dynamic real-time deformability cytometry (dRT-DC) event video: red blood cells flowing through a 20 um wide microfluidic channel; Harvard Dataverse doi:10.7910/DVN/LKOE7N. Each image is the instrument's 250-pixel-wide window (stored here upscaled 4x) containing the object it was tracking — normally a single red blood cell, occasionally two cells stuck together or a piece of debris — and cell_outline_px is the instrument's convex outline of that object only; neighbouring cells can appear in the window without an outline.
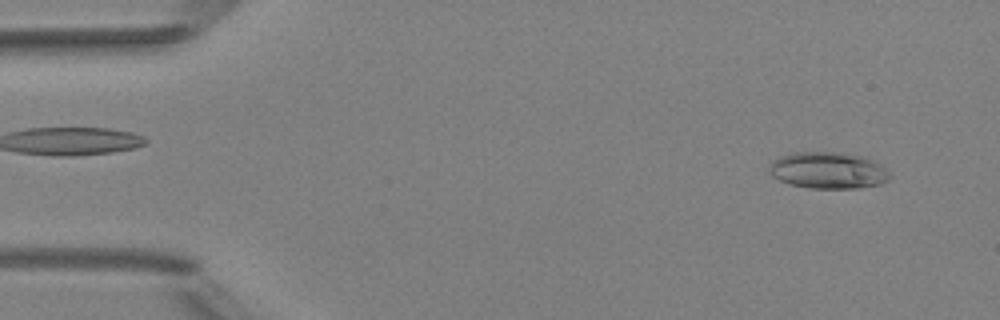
{"species": "Egyptian fruit bat (a non-hibernating species)", "species_latin": "Rousettus aegyptiacus", "temperature_condition": "room temperature", "stored_images_in_passage": 5, "camera_frame_rate_fps": 3000, "um_per_image_px": 0.085, "animal": {"sex": "female"}, "frame": {"image": 1, "passage_image": 5, "time_ms": 4.667, "image_size_px": [1000, 320], "cell_outline_px": [[892, 176], [888, 180], [880, 184], [860, 188], [808, 188], [792, 184], [780, 180], [772, 176], [772, 160], [780, 156], [792, 152], [844, 152], [868, 156], [880, 164]], "centroid_in_image_um": [70.46, 14.46], "position_along_channel_um": 14.5, "area_um2": 25.84}}